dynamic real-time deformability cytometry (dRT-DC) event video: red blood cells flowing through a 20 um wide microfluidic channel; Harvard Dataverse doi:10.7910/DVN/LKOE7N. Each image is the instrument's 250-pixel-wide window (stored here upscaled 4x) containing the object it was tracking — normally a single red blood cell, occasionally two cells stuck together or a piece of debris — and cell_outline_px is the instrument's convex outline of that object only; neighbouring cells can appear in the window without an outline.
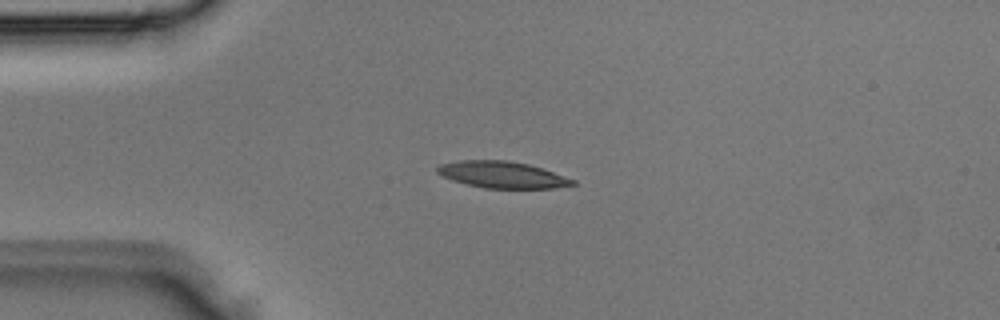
{"species": "Egyptian fruit bat (a non-hibernating species)", "species_latin": "Rousettus aegyptiacus", "temperature_condition": "room temperature", "stored_images_in_passage": 2, "camera_frame_rate_fps": 3000, "um_per_image_px": 0.085, "animal": {"sex": "male"}, "frame": {"image": 1, "passage_image": 2, "time_ms": 0.333, "image_size_px": [1000, 320], "cell_outline_px": [[576, 184], [556, 188], [484, 188], [452, 180], [436, 172], [436, 168], [440, 164], [460, 160], [508, 160], [528, 164], [576, 180]], "centroid_in_image_um": [42.68, 14.85], "position_along_channel_um": 42.3, "area_um2": 20.81}}